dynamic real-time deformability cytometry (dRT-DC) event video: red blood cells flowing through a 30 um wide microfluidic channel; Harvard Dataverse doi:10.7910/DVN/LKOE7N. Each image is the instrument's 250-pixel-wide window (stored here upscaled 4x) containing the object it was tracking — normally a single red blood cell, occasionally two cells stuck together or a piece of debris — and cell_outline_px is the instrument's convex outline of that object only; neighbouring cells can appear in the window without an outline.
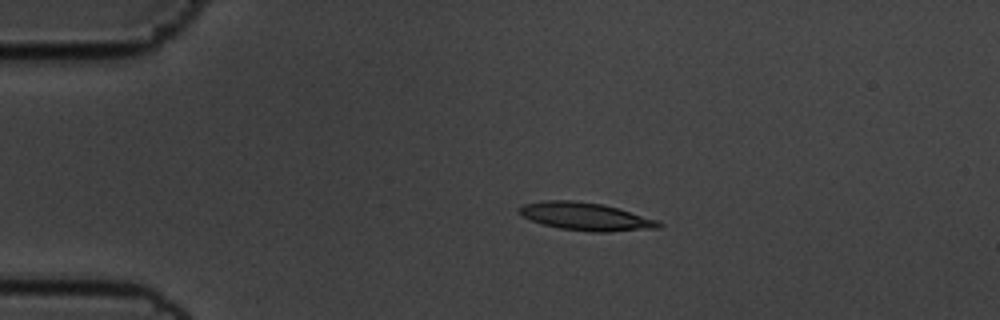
{"species": "common noctule bat (a hibernating species)", "species_latin": "Nyctalus noctula", "temperature_condition": "cold", "stored_images_in_passage": 55, "camera_frame_rate_fps": 3000, "um_per_image_px": 0.085, "animal": {"sex": "male", "body_mass_g": 19.5, "forearm_length_mm": 54.6}, "frame": {"image": 1, "passage_image": 11, "time_ms": 3.333, "image_size_px": [1000, 320], "cell_outline_px": [[664, 224], [660, 228], [608, 232], [592, 232], [560, 228], [544, 224], [532, 220], [516, 212], [516, 208], [524, 204], [544, 200], [576, 200], [604, 204], [656, 220]], "centroid_in_image_um": [49.76, 18.39], "position_along_channel_um": 35.2, "area_um2": 22.6}}
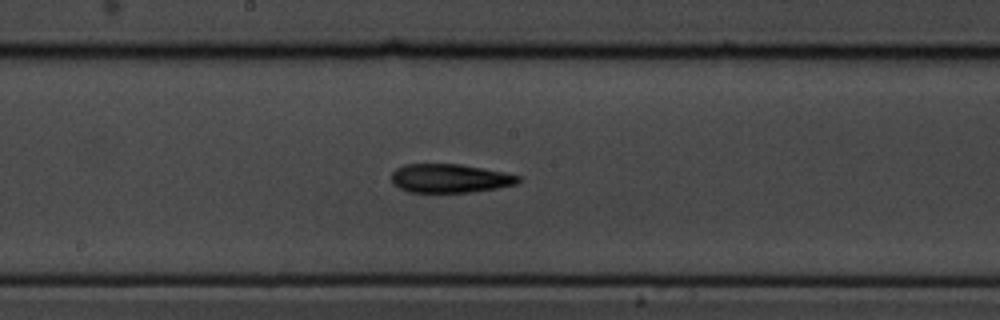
{"frame": {"image": 2, "passage_image": 29, "time_ms": 9.333, "image_size_px": [1000, 320], "cell_outline_px": [[520, 180], [516, 184], [496, 188], [468, 192], [408, 192], [392, 184], [392, 172], [396, 168], [404, 164], [460, 164], [520, 176]], "centroid_in_image_um": [38.17, 15.16], "position_along_channel_um": 210.0, "area_um2": 20.98}}
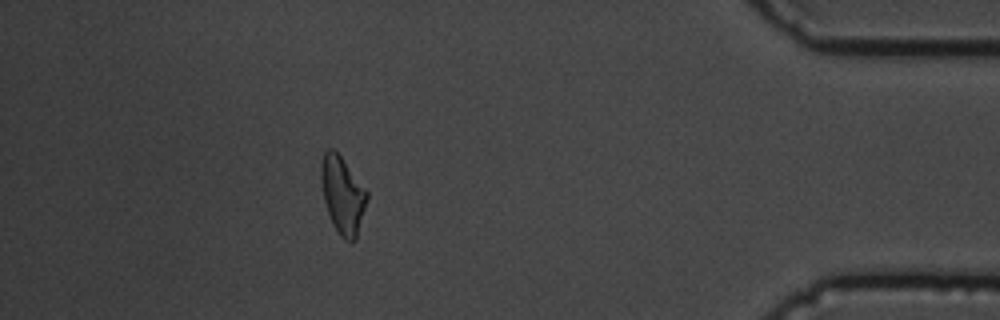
{"frame": {"image": 3, "passage_image": 49, "time_ms": 16.0, "image_size_px": [1000, 320], "cell_outline_px": [[368, 200], [356, 240], [352, 244], [344, 240], [340, 236], [332, 224], [324, 200], [320, 180], [320, 168], [324, 152], [328, 148], [332, 148], [340, 156], [368, 192]], "centroid_in_image_um": [29.12, 16.63], "position_along_channel_um": 406.1, "area_um2": 20.75}, "authors_computed_cell_mechanics": {"area_um2": 21.0392, "velocity_mm_per_s": 3.62, "shape_relaxation_time_tau1_ms": 5.1937, "shape_relaxation_time_tau2_ms": 6.1395, "deformation_change_tau1": 0.1781, "deformation_change_tau2": 0.1622}}